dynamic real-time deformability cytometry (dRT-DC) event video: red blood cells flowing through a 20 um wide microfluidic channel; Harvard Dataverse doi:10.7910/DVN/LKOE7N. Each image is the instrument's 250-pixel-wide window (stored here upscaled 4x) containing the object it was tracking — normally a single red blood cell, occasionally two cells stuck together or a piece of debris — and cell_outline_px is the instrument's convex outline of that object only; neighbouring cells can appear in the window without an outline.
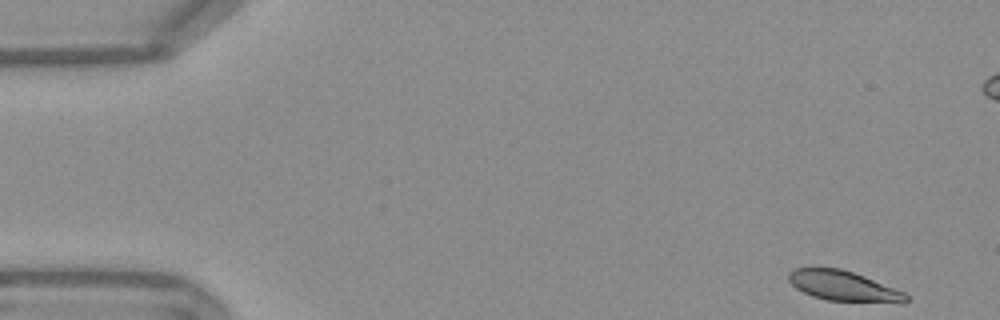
{"species": "Egyptian fruit bat (a non-hibernating species)", "species_latin": "Rousettus aegyptiacus", "temperature_condition": "warm", "stored_images_in_passage": 53, "camera_frame_rate_fps": 3000, "um_per_image_px": 0.085, "frame": {"image": 1, "passage_image": 1, "time_ms": 0.0, "image_size_px": [1000, 320], "cell_outline_px": [[908, 300], [904, 304], [900, 304], [828, 300], [812, 296], [796, 288], [788, 280], [788, 272], [792, 268], [840, 268], [864, 276], [904, 292], [908, 296]], "centroid_in_image_um": [71.72, 24.33], "position_along_channel_um": 13.3, "area_um2": 20.75}}
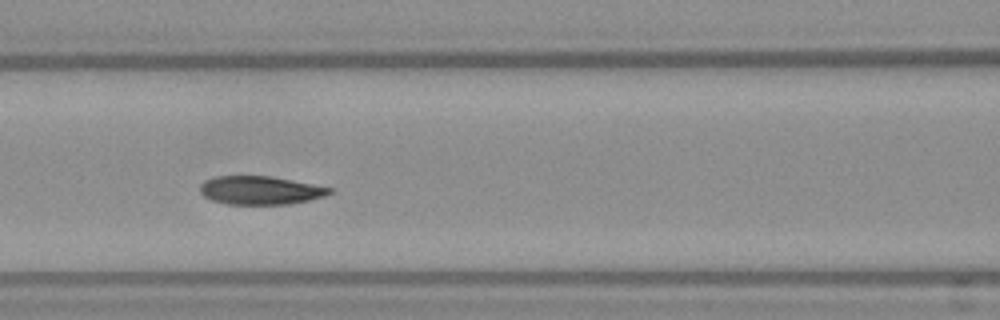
{"frame": {"image": 2, "passage_image": 21, "time_ms": 6.667, "image_size_px": [1000, 320], "cell_outline_px": [[332, 192], [324, 196], [308, 200], [288, 204], [228, 204], [212, 200], [204, 196], [200, 192], [200, 184], [204, 180], [216, 176], [272, 176], [332, 188]], "centroid_in_image_um": [22.09, 16.17], "position_along_channel_um": 144.5, "area_um2": 21.33}}
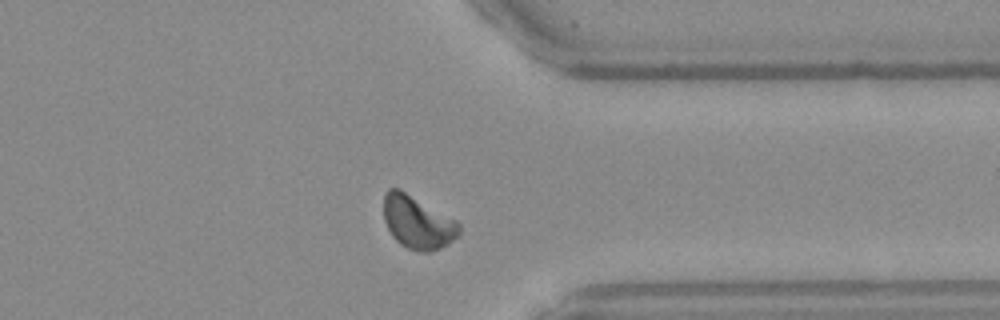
{"frame": {"image": 3, "passage_image": 40, "time_ms": 13.0, "image_size_px": [1000, 320], "cell_outline_px": [[460, 232], [448, 244], [440, 248], [428, 252], [416, 252], [400, 244], [392, 236], [384, 220], [384, 192], [388, 188], [400, 188], [456, 220], [460, 224]], "centroid_in_image_um": [35.47, 18.89], "position_along_channel_um": 375.9, "area_um2": 23.35}, "authors_computed_cell_mechanics": {"area_um2": 22.3686, "velocity_mm_per_s": 3.736, "shape_relaxation_time_tau1_ms": 3.6341, "shape_relaxation_time_tau2_ms": 2.1646, "deformation_change_tau1": 0.1279, "deformation_change_tau2": 0.0526}}